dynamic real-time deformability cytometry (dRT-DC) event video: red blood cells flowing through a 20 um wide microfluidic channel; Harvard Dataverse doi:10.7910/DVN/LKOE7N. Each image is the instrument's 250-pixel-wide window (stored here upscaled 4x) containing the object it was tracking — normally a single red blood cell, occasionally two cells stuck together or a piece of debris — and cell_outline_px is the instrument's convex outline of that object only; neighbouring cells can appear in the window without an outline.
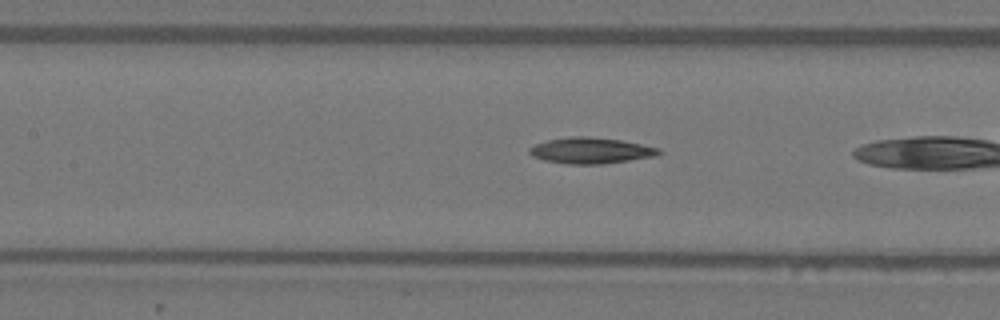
{"species": "Egyptian fruit bat (a non-hibernating species)", "species_latin": "Rousettus aegyptiacus", "temperature_condition": "warm", "stored_images_in_passage": 39, "camera_frame_rate_fps": 3000, "um_per_image_px": 0.085, "animal": {"sex": "female"}, "frame": {"image": 1, "passage_image": 22, "time_ms": 7.0, "image_size_px": [1000, 320], "cell_outline_px": [[664, 152], [656, 156], [604, 164], [564, 164], [544, 160], [532, 156], [528, 152], [528, 148], [536, 144], [548, 140], [572, 136], [584, 136], [620, 140], [660, 148]], "centroid_in_image_um": [50.22, 12.81], "position_along_channel_um": 157.2, "area_um2": 19.65}}
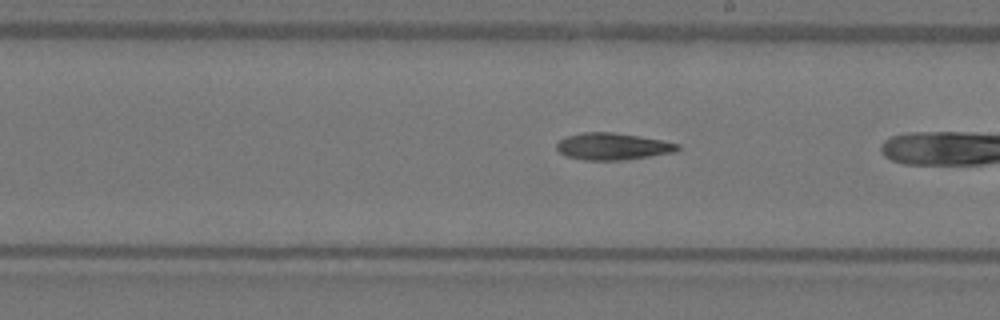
{"frame": {"image": 2, "passage_image": 28, "time_ms": 9.0, "image_size_px": [1000, 320], "cell_outline_px": [[680, 148], [676, 152], [624, 160], [584, 160], [568, 156], [560, 152], [556, 148], [556, 144], [560, 140], [568, 136], [580, 132], [612, 132], [640, 136], [680, 144]], "centroid_in_image_um": [52.09, 12.44], "position_along_channel_um": 236.9, "area_um2": 18.9}}